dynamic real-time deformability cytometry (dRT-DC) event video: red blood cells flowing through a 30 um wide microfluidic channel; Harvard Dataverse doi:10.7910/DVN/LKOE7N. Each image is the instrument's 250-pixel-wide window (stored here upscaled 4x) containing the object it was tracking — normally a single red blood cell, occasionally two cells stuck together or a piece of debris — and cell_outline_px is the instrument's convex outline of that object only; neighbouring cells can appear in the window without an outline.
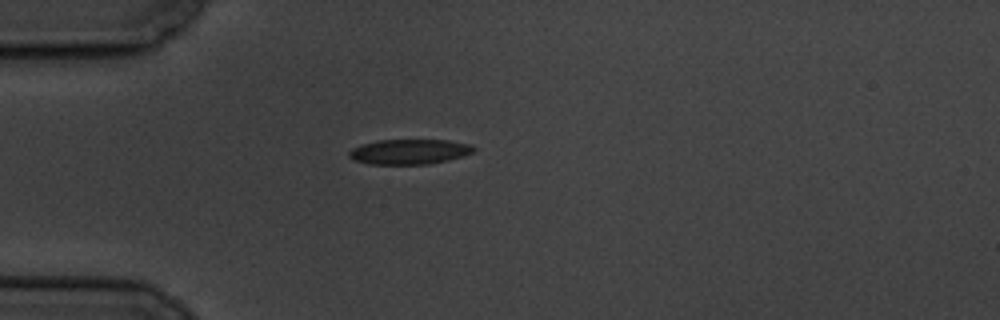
{"species": "common noctule bat (a hibernating species)", "species_latin": "Nyctalus noctula", "temperature_condition": "cold", "stored_images_in_passage": 4, "camera_frame_rate_fps": 3000, "um_per_image_px": 0.085, "animal": {"sex": "male", "body_mass_g": 19.5, "forearm_length_mm": 54.6}, "frame": {"image": 1, "passage_image": 3, "time_ms": 2.333, "image_size_px": [1000, 320], "cell_outline_px": [[476, 148], [472, 152], [464, 156], [448, 160], [428, 164], [368, 164], [352, 160], [348, 156], [348, 152], [352, 148], [360, 144], [376, 140], [448, 140], [472, 144]], "centroid_in_image_um": [34.77, 12.89], "position_along_channel_um": 50.2, "area_um2": 18.44}}